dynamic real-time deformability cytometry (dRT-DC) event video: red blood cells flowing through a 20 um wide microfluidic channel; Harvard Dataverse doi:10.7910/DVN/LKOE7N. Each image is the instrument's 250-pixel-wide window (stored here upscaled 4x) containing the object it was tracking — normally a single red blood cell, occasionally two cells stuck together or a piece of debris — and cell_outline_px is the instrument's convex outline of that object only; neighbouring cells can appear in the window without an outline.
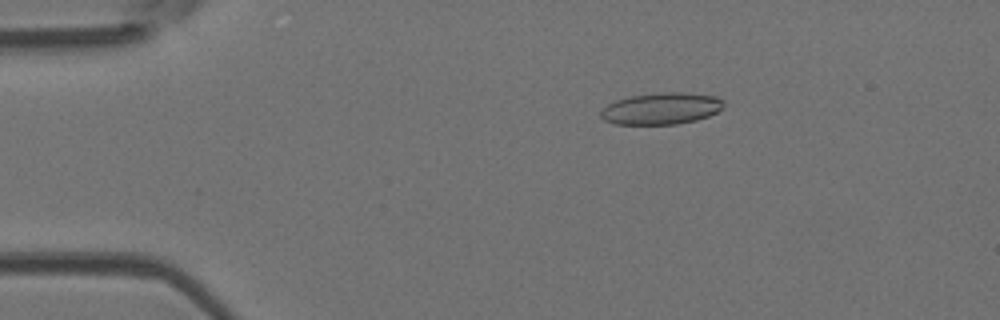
{"species": "Egyptian fruit bat (a non-hibernating species)", "species_latin": "Rousettus aegyptiacus", "temperature_condition": "room temperature", "stored_images_in_passage": 50, "camera_frame_rate_fps": 3000, "um_per_image_px": 0.085, "animal": {"sex": "female"}, "frame": {"image": 1, "passage_image": 9, "time_ms": 2.667, "image_size_px": [1000, 320], "cell_outline_px": [[724, 108], [708, 116], [696, 120], [676, 124], [616, 124], [604, 120], [600, 116], [600, 112], [608, 104], [616, 100], [632, 96], [660, 92], [688, 92], [716, 96], [724, 100]], "centroid_in_image_um": [56.25, 9.22], "position_along_channel_um": 28.8, "area_um2": 22.77}}
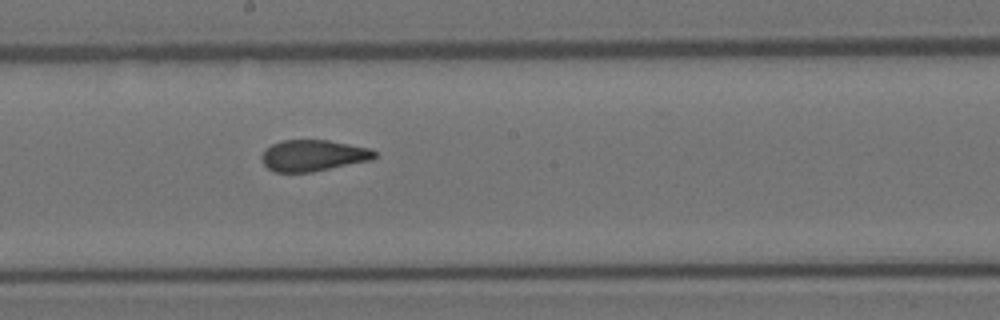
{"frame": {"image": 2, "passage_image": 28, "time_ms": 9.0, "image_size_px": [1000, 320], "cell_outline_px": [[376, 156], [372, 160], [312, 172], [276, 172], [268, 168], [264, 164], [260, 156], [264, 148], [280, 140], [328, 140], [372, 148], [376, 152]], "centroid_in_image_um": [26.62, 13.21], "position_along_channel_um": 221.6, "area_um2": 20.81}}
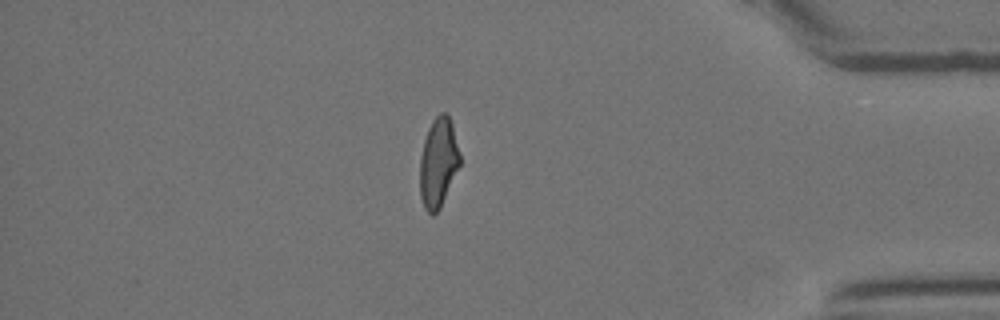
{"frame": {"image": 3, "passage_image": 44, "time_ms": 14.333, "image_size_px": [1000, 320], "cell_outline_px": [[460, 164], [440, 208], [432, 216], [424, 208], [420, 196], [420, 156], [424, 140], [428, 128], [432, 120], [440, 112], [444, 112], [448, 116], [452, 124], [460, 152]], "centroid_in_image_um": [37.24, 13.81], "position_along_channel_um": 398.0, "area_um2": 20.81}}